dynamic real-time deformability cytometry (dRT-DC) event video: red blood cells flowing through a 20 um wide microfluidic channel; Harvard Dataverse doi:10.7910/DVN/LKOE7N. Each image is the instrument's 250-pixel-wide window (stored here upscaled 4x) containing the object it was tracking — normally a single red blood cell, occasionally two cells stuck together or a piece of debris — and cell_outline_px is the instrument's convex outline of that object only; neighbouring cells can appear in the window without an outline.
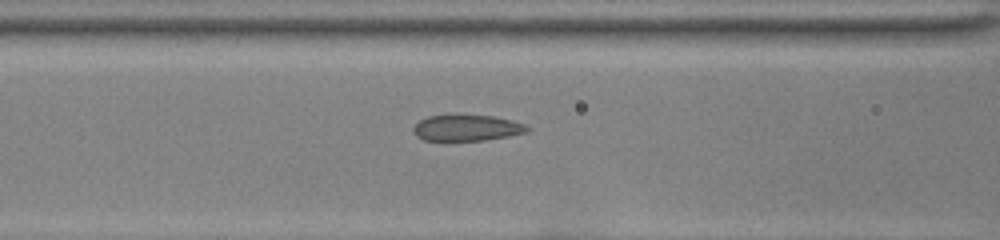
{"species": "common noctule bat (a hibernating species)", "species_latin": "Nyctalus noctula", "temperature_condition": "room temperature", "stored_images_in_passage": 36, "camera_frame_rate_fps": 3000, "um_per_image_px": 0.085, "animal": {"sex": "female", "body_mass_g": 22.0, "forearm_length_mm": 56.7}, "frame": {"image": 1, "passage_image": 13, "time_ms": 4.0, "image_size_px": [1000, 240], "cell_outline_px": [[528, 132], [508, 136], [484, 140], [424, 140], [416, 136], [412, 132], [412, 128], [420, 120], [428, 116], [492, 116], [512, 120], [524, 124], [528, 128]], "centroid_in_image_um": [39.66, 10.88], "position_along_channel_um": 126.9, "area_um2": 16.94}}
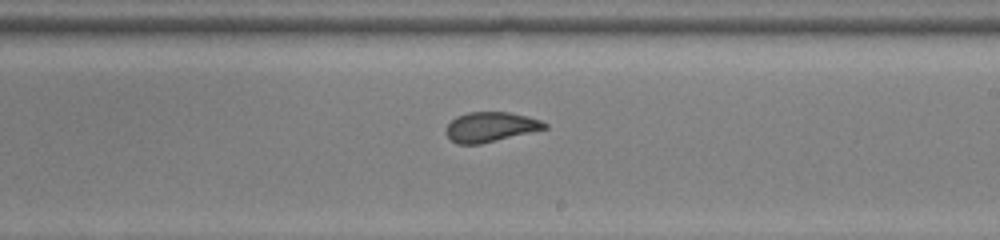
{"frame": {"image": 2, "passage_image": 22, "time_ms": 7.0, "image_size_px": [1000, 240], "cell_outline_px": [[548, 128], [480, 144], [456, 144], [444, 132], [448, 124], [456, 116], [468, 112], [508, 112], [528, 116], [540, 120], [548, 124]], "centroid_in_image_um": [41.69, 10.78], "position_along_channel_um": 247.3, "area_um2": 17.11}}
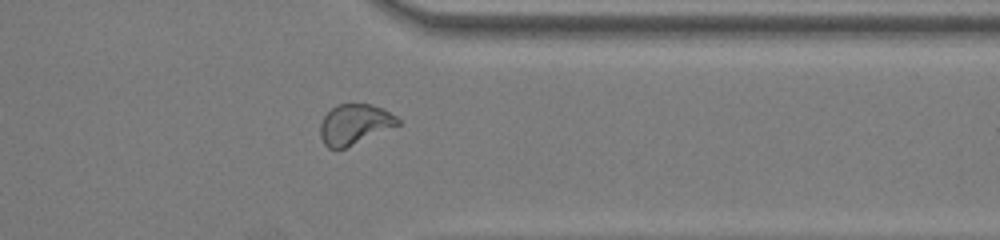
{"frame": {"image": 3, "passage_image": 32, "time_ms": 10.333, "image_size_px": [1000, 240], "cell_outline_px": [[400, 124], [344, 148], [328, 148], [324, 144], [320, 136], [320, 124], [324, 116], [332, 108], [340, 104], [372, 104], [396, 116], [400, 120]], "centroid_in_image_um": [30.12, 10.56], "position_along_channel_um": 381.3, "area_um2": 17.8}}